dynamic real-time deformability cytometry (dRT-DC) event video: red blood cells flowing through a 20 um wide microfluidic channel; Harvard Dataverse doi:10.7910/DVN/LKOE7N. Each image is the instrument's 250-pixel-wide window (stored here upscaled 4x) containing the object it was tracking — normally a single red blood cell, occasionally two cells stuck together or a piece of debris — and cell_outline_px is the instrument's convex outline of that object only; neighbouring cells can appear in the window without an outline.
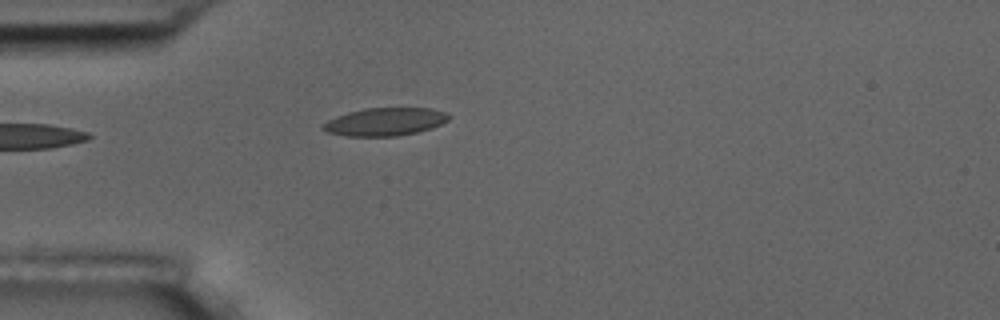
{"species": "common noctule bat (a hibernating species)", "species_latin": "Nyctalus noctula", "temperature_condition": "room temperature", "stored_images_in_passage": 1, "camera_frame_rate_fps": 3000, "um_per_image_px": 0.085, "animal": {"sex": "male", "body_mass_g": 17.5, "forearm_length_mm": 52.3}, "frame": {"image": 1, "passage_image": 1, "time_ms": 0.0, "image_size_px": [1000, 320], "cell_outline_px": [[452, 116], [448, 120], [432, 128], [416, 132], [396, 136], [344, 136], [328, 132], [320, 128], [320, 124], [336, 116], [348, 112], [364, 108], [432, 108], [448, 112]], "centroid_in_image_um": [32.72, 10.34], "position_along_channel_um": 52.3, "area_um2": 20.69}}